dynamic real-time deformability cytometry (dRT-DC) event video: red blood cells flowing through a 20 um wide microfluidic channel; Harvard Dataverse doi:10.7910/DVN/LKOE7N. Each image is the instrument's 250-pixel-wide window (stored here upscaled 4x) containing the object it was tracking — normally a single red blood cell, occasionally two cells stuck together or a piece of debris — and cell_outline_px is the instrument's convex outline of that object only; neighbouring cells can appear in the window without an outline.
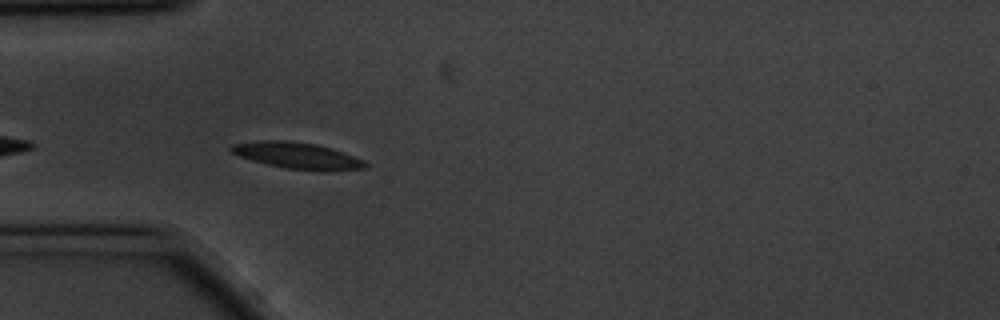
{"species": "common noctule bat (a hibernating species)", "species_latin": "Nyctalus noctula", "temperature_condition": "cold", "stored_images_in_passage": 12, "camera_frame_rate_fps": 3000, "um_per_image_px": 0.085, "animal": {"sex": "male", "body_mass_g": 20.1, "forearm_length_mm": 53.5}, "frame": {"image": 1, "passage_image": 3, "time_ms": 0.667, "image_size_px": [1000, 320], "cell_outline_px": [[368, 164], [364, 168], [328, 172], [324, 172], [288, 168], [268, 164], [252, 160], [228, 152], [228, 148], [232, 144], [260, 140], [288, 140], [316, 144], [332, 148], [344, 152], [364, 160]], "centroid_in_image_um": [25.28, 13.22], "position_along_channel_um": 59.7, "area_um2": 20.87}}